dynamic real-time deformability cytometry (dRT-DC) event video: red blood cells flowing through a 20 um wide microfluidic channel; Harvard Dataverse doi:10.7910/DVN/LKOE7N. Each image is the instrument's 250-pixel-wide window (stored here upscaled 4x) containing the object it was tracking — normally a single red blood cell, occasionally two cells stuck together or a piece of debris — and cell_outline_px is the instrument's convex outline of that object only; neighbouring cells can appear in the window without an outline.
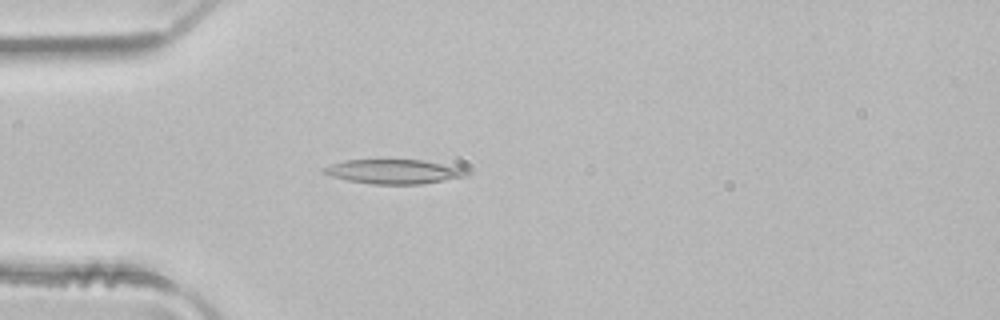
{"species": "common noctule bat (a hibernating species)", "species_latin": "Nyctalus noctula", "temperature_condition": "room temperature", "stored_images_in_passage": 4, "camera_frame_rate_fps": 3000, "um_per_image_px": 0.085, "animal": {"sex": "male", "body_mass_g": 21.5, "forearm_length_mm": 52.0}, "frame": {"image": 1, "passage_image": 4, "time_ms": 1.0, "image_size_px": [1000, 320], "cell_outline_px": [[472, 172], [468, 176], [420, 184], [372, 184], [348, 180], [332, 176], [324, 172], [320, 168], [344, 160], [424, 160], [464, 168]], "centroid_in_image_um": [33.52, 14.58], "position_along_channel_um": 51.5, "area_um2": 20.23}}